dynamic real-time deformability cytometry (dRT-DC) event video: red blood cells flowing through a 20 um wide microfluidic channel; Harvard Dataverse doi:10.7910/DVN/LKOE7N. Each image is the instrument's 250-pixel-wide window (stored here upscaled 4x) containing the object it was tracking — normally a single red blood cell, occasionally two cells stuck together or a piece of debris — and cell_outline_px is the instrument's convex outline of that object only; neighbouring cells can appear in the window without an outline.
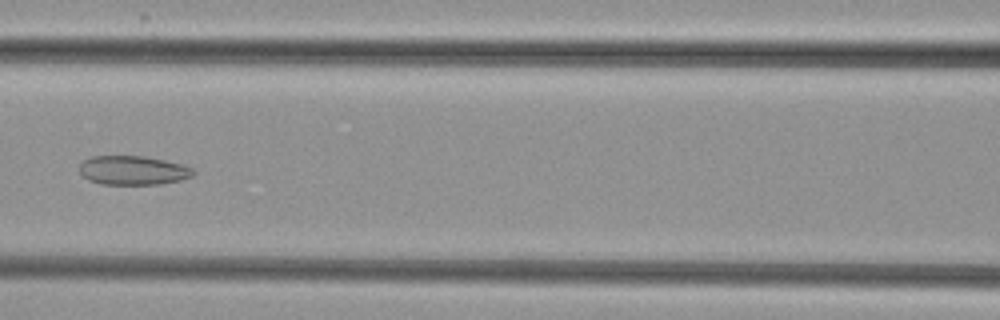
{"species": "common noctule bat (a hibernating species)", "species_latin": "Nyctalus noctula", "temperature_condition": "cold", "stored_images_in_passage": 6, "camera_frame_rate_fps": 3000, "um_per_image_px": 0.085, "animal": {"sex": "female", "body_mass_g": 29.2, "forearm_length_mm": 56.3}, "frame": {"image": 1, "passage_image": 6, "time_ms": 7.0, "image_size_px": [1000, 320], "cell_outline_px": [[196, 172], [192, 176], [180, 180], [160, 184], [100, 184], [88, 180], [80, 172], [80, 164], [84, 160], [92, 156], [144, 156], [184, 164], [192, 168]], "centroid_in_image_um": [11.32, 14.48], "position_along_channel_um": 155.3, "area_um2": 19.31}}